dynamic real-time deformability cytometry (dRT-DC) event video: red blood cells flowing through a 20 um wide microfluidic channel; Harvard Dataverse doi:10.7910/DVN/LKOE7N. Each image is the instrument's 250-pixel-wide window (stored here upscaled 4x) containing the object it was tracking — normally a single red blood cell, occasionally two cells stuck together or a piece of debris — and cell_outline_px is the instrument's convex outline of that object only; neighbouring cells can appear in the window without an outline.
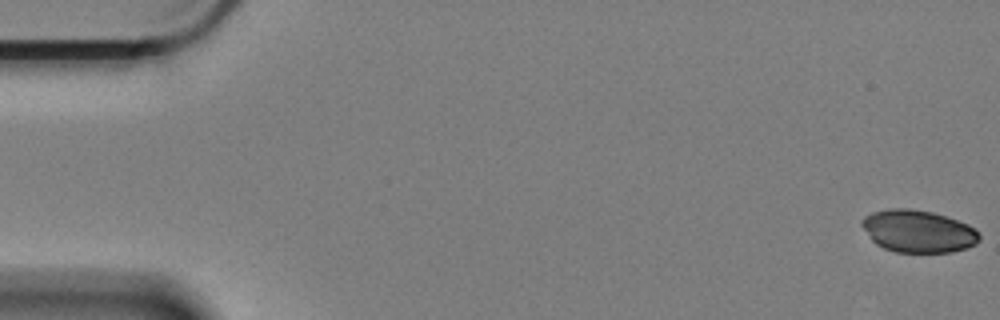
{"species": "Egyptian fruit bat (a non-hibernating species)", "species_latin": "Rousettus aegyptiacus", "temperature_condition": "cold", "stored_images_in_passage": 60, "camera_frame_rate_fps": 3000, "um_per_image_px": 0.085, "animal": {"sex": "female"}, "frame": {"image": 1, "passage_image": 1, "time_ms": 0.0, "image_size_px": [1000, 320], "cell_outline_px": [[980, 240], [976, 244], [968, 248], [952, 252], [896, 252], [884, 248], [876, 244], [872, 240], [860, 224], [860, 220], [864, 216], [872, 212], [892, 208], [908, 208], [932, 212], [968, 224], [980, 232]], "centroid_in_image_um": [78.05, 19.66], "position_along_channel_um": 7.0, "area_um2": 29.13}}
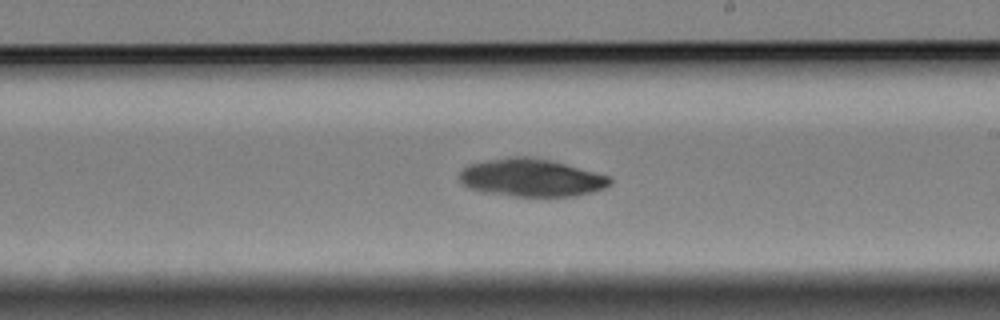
{"frame": {"image": 2, "passage_image": 35, "time_ms": 11.333, "image_size_px": [1000, 320], "cell_outline_px": [[612, 184], [604, 188], [592, 192], [576, 196], [512, 196], [484, 192], [468, 188], [460, 180], [460, 172], [464, 168], [472, 164], [508, 156], [532, 156], [552, 160], [608, 176], [612, 180]], "centroid_in_image_um": [45.18, 15.1], "position_along_channel_um": 243.8, "area_um2": 33.0}}
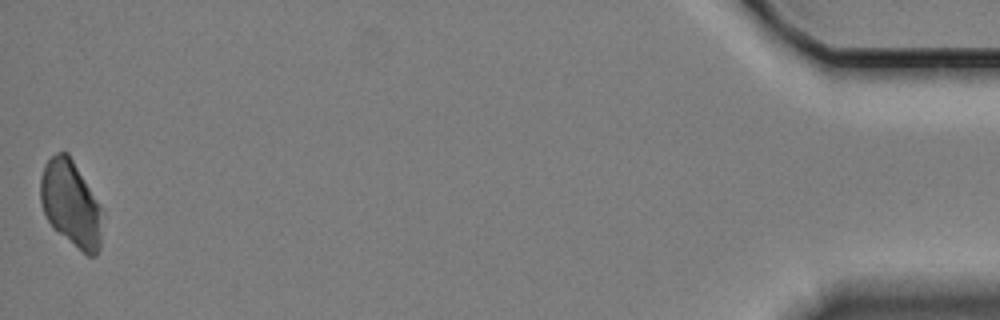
{"frame": {"image": 3, "passage_image": 60, "time_ms": 19.667, "image_size_px": [1000, 320], "cell_outline_px": [[104, 212], [100, 248], [96, 256], [88, 256], [52, 228], [44, 212], [40, 200], [40, 176], [44, 164], [56, 152], [68, 152]], "centroid_in_image_um": [6.04, 17.34], "position_along_channel_um": 429.2, "area_um2": 31.21}}